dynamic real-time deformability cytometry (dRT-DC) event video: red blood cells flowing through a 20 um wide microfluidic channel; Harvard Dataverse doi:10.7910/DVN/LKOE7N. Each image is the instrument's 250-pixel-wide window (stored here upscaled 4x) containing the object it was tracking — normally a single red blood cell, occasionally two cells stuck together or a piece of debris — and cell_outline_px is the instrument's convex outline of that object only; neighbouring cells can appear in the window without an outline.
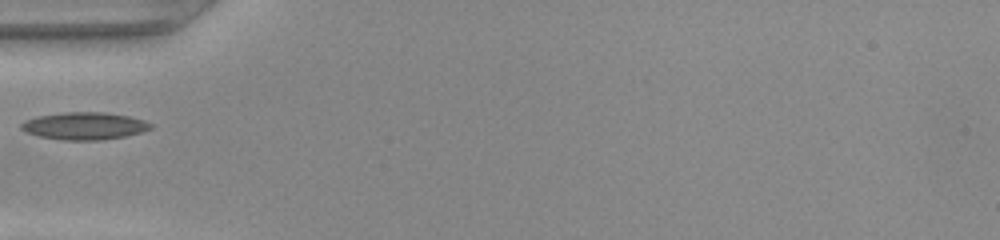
{"species": "common noctule bat (a hibernating species)", "species_latin": "Nyctalus noctula", "temperature_condition": "warm", "stored_images_in_passage": 20, "camera_frame_rate_fps": 3000, "um_per_image_px": 0.085, "animal": {"sex": "female", "body_mass_g": 22.0, "forearm_length_mm": 56.7}, "frame": {"image": 1, "passage_image": 1, "time_ms": 0.0, "image_size_px": [1000, 240], "cell_outline_px": [[152, 128], [140, 132], [124, 136], [100, 140], [64, 140], [40, 136], [28, 132], [20, 128], [20, 124], [24, 120], [36, 116], [68, 112], [104, 112], [128, 116], [144, 120], [152, 124]], "centroid_in_image_um": [7.16, 10.69], "position_along_channel_um": 77.8, "area_um2": 20.46}}
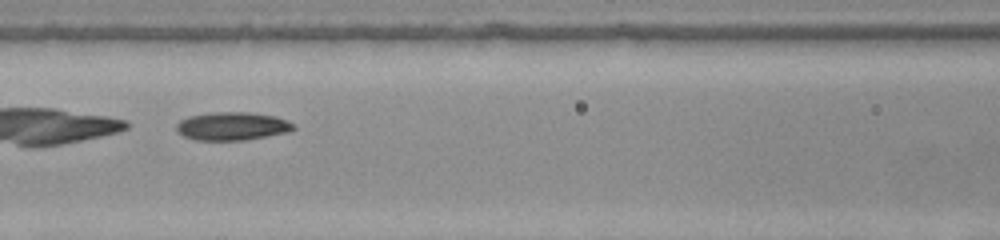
{"frame": {"image": 2, "passage_image": 6, "time_ms": 1.667, "image_size_px": [1000, 240], "cell_outline_px": [[296, 128], [284, 132], [244, 140], [196, 140], [184, 136], [176, 128], [176, 124], [180, 120], [188, 116], [208, 112], [252, 112], [276, 116], [292, 124]], "centroid_in_image_um": [19.68, 10.7], "position_along_channel_um": 146.9, "area_um2": 19.02}}